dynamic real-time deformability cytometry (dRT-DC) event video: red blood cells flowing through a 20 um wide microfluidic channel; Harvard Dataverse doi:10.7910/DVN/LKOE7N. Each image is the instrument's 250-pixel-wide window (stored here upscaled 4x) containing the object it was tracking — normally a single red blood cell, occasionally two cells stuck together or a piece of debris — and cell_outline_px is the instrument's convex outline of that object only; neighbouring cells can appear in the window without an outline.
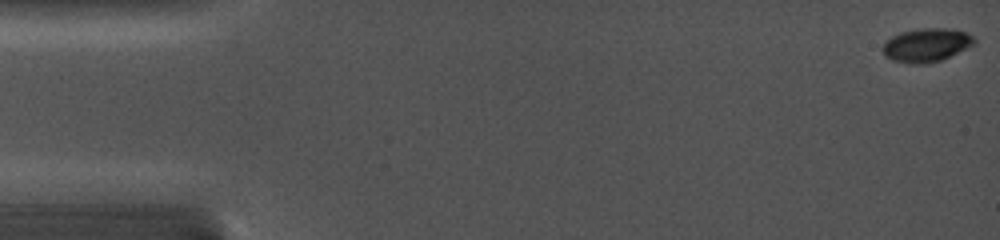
{"species": "common noctule bat (a hibernating species)", "species_latin": "Nyctalus noctula", "temperature_condition": "cold", "stored_images_in_passage": 16, "camera_frame_rate_fps": 5000, "um_per_image_px": 0.085, "animal": {"sex": "female", "body_mass_g": 19.0, "forearm_length_mm": 56.7}, "frame": {"image": 1, "passage_image": 1, "time_ms": 0.0, "image_size_px": [1000, 240], "cell_outline_px": [[976, 44], [940, 60], [920, 64], [912, 64], [892, 60], [884, 56], [884, 44], [892, 36], [900, 32], [920, 28], [944, 28], [964, 32], [972, 36], [976, 40]], "centroid_in_image_um": [78.75, 3.83], "position_along_channel_um": 6.3, "area_um2": 17.63}}